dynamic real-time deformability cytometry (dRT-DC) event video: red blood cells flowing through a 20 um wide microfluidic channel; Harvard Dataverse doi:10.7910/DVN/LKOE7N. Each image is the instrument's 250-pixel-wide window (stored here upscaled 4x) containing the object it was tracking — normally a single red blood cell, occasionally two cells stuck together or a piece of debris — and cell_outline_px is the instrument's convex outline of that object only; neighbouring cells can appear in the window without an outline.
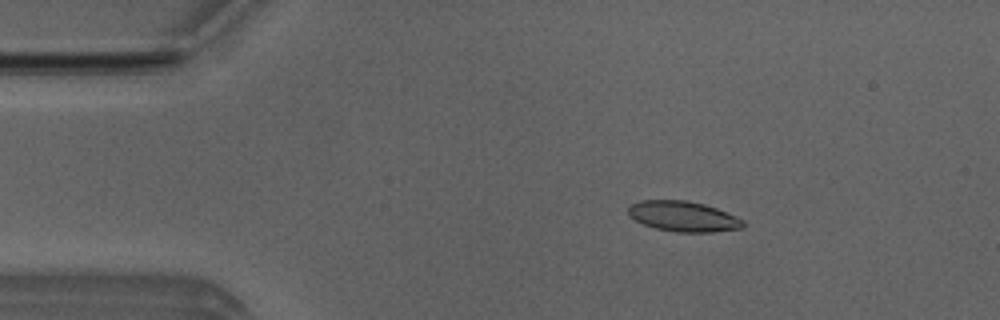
{"species": "Egyptian fruit bat (a non-hibernating species)", "species_latin": "Rousettus aegyptiacus", "temperature_condition": "room temperature", "stored_images_in_passage": 4, "camera_frame_rate_fps": 3000, "um_per_image_px": 0.085, "animal": {"sex": "male"}, "frame": {"image": 1, "passage_image": 1, "time_ms": 0.0, "image_size_px": [1000, 320], "cell_outline_px": [[744, 224], [740, 228], [712, 232], [676, 232], [656, 228], [644, 224], [628, 216], [628, 208], [632, 204], [640, 200], [684, 200], [704, 204], [716, 208], [744, 220]], "centroid_in_image_um": [58.05, 18.39], "position_along_channel_um": 27.0, "area_um2": 20.11}}